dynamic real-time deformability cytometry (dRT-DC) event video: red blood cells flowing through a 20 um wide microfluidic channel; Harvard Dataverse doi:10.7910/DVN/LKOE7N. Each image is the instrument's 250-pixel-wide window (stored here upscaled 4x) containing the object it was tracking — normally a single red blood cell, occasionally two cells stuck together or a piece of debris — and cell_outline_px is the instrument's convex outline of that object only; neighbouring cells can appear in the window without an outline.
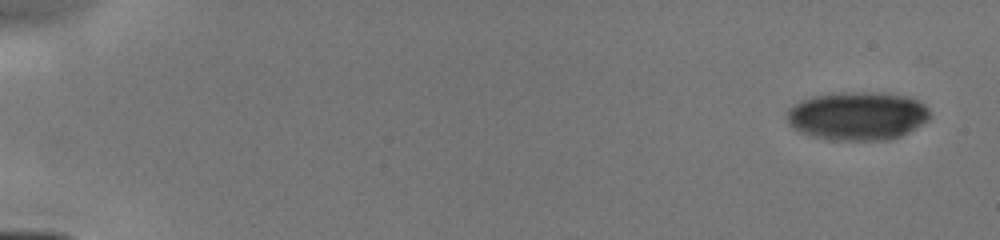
{"species": "human", "species_latin": "Homo sapiens", "temperature_condition": "cold", "stored_images_in_passage": 23, "camera_frame_rate_fps": 3000, "um_per_image_px": 0.085, "donor": {"sex": "male"}, "frame": {"image": 1, "passage_image": 1, "time_ms": 0.0, "image_size_px": [1000, 240], "cell_outline_px": [[928, 120], [908, 132], [900, 136], [888, 140], [828, 140], [812, 136], [800, 132], [792, 128], [788, 124], [788, 108], [800, 100], [812, 96], [840, 92], [876, 92], [908, 96], [924, 104], [928, 108]], "centroid_in_image_um": [72.85, 9.85], "position_along_channel_um": 12.1, "area_um2": 40.52}}
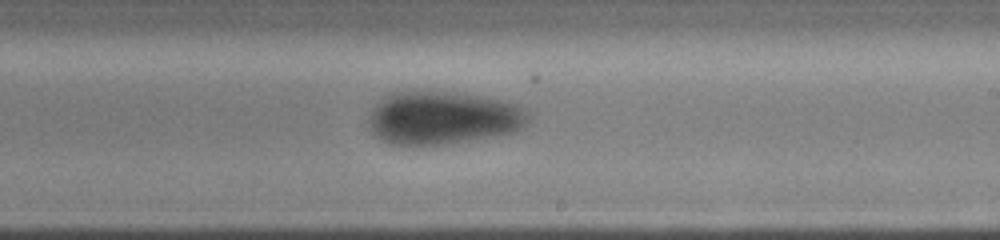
{"frame": {"image": 2, "passage_image": 11, "time_ms": 9.333, "image_size_px": [1000, 240], "cell_outline_px": [[528, 124], [512, 132], [468, 140], [440, 144], [392, 144], [380, 140], [372, 132], [368, 120], [372, 108], [380, 100], [392, 92], [452, 92], [484, 96], [504, 100], [516, 104], [524, 108], [528, 112]], "centroid_in_image_um": [37.64, 10.0], "position_along_channel_um": 251.4, "area_um2": 48.96}}
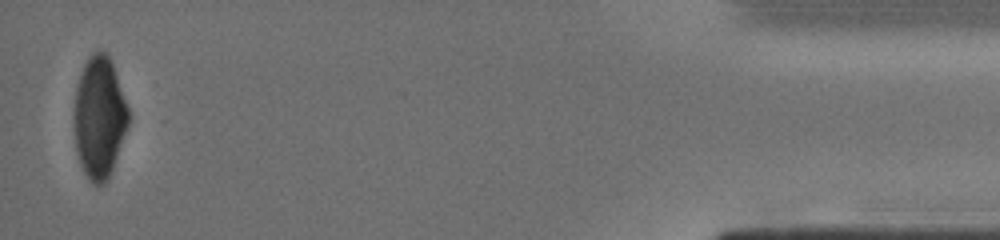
{"frame": {"image": 3, "passage_image": 23, "time_ms": 15.0, "image_size_px": [1000, 240], "cell_outline_px": [[128, 124], [112, 168], [104, 184], [92, 184], [84, 172], [80, 164], [76, 152], [72, 124], [72, 112], [76, 88], [80, 72], [88, 56], [92, 52], [104, 52], [108, 56], [112, 64], [128, 108]], "centroid_in_image_um": [8.38, 9.98], "position_along_channel_um": 426.8, "area_um2": 38.49}}